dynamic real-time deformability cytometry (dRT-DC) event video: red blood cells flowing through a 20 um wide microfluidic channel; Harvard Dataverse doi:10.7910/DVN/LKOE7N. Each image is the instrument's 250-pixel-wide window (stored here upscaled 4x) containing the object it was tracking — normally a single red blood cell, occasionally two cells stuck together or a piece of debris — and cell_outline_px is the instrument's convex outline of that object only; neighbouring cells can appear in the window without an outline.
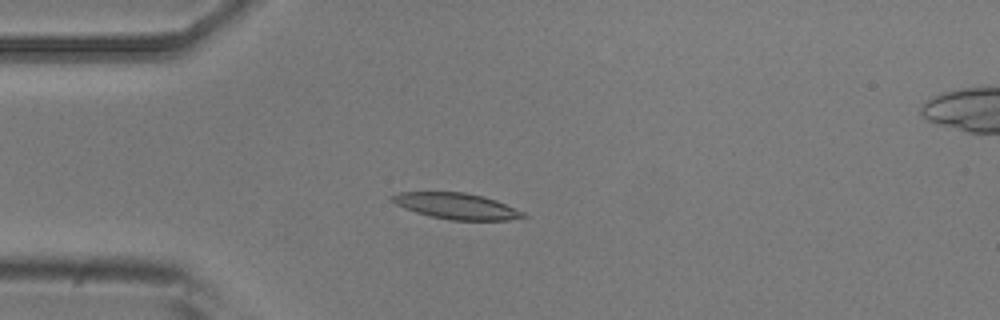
{"species": "common noctule bat (a hibernating species)", "species_latin": "Nyctalus noctula", "temperature_condition": "room temperature", "stored_images_in_passage": 50, "camera_frame_rate_fps": 3000, "um_per_image_px": 0.085, "animal": {"sex": "male", "body_mass_g": 20.5, "forearm_length_mm": 52.5}, "frame": {"image": 1, "passage_image": 12, "time_ms": 3.667, "image_size_px": [1000, 320], "cell_outline_px": [[528, 216], [508, 220], [448, 220], [416, 212], [404, 208], [396, 204], [388, 196], [400, 192], [464, 192], [496, 200], [524, 212]], "centroid_in_image_um": [38.78, 17.52], "position_along_channel_um": 46.2, "area_um2": 19.71}}
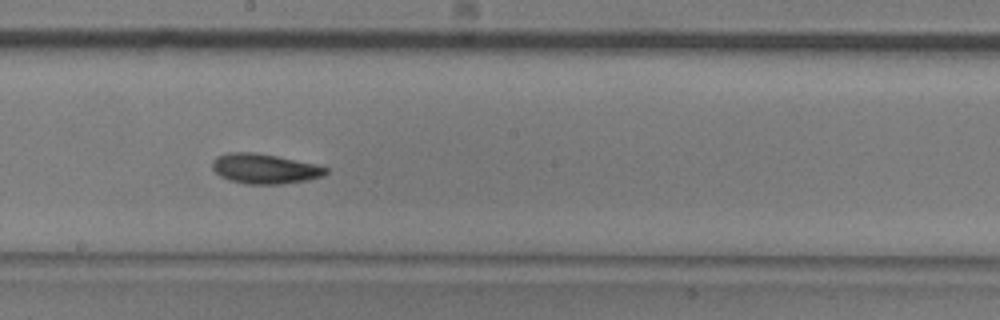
{"frame": {"image": 2, "passage_image": 27, "time_ms": 8.667, "image_size_px": [1000, 320], "cell_outline_px": [[328, 172], [324, 176], [308, 180], [280, 184], [244, 184], [228, 180], [220, 176], [212, 168], [212, 160], [216, 156], [228, 152], [252, 152], [276, 156], [316, 164], [328, 168]], "centroid_in_image_um": [22.48, 14.34], "position_along_channel_um": 225.7, "area_um2": 19.94}}
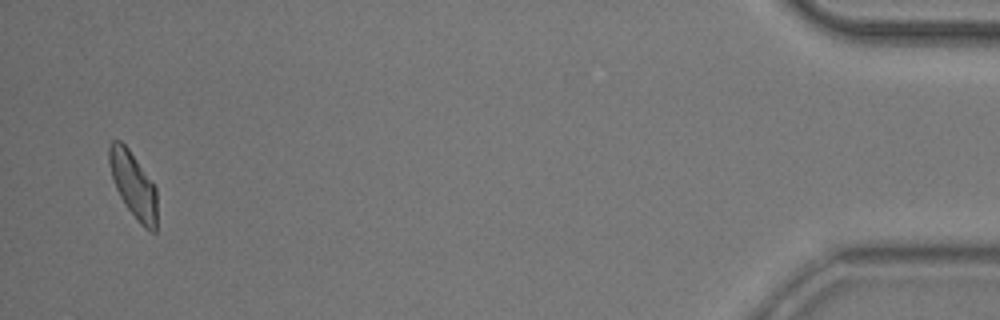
{"frame": {"image": 3, "passage_image": 49, "time_ms": 16.0, "image_size_px": [1000, 320], "cell_outline_px": [[156, 232], [152, 232], [144, 228], [140, 224], [128, 208], [120, 196], [116, 188], [112, 176], [108, 160], [108, 148], [112, 140], [120, 140], [128, 148], [156, 188]], "centroid_in_image_um": [11.32, 15.71], "position_along_channel_um": 423.9, "area_um2": 18.03}, "authors_computed_cell_mechanics": {"area_um2": 19.1029, "velocity_mm_per_s": 3.8705, "shape_relaxation_time_tau1_ms": 4.2936, "shape_relaxation_time_tau2_ms": 4.9137, "deformation_change_tau1": 0.1373, "deformation_change_tau2": 0.0998}}